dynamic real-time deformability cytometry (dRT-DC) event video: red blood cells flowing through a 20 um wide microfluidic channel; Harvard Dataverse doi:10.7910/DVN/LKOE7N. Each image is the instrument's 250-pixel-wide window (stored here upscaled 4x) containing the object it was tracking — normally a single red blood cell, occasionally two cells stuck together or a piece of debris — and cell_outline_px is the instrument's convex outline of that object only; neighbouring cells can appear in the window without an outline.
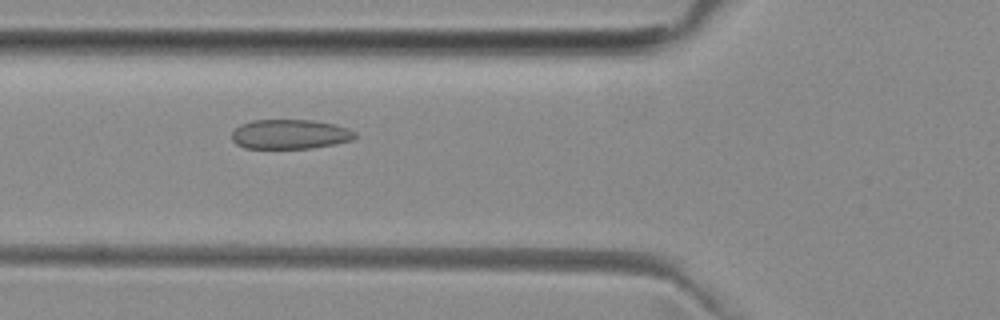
{"species": "common noctule bat (a hibernating species)", "species_latin": "Nyctalus noctula", "temperature_condition": "room temperature", "stored_images_in_passage": 52, "camera_frame_rate_fps": 3000, "um_per_image_px": 0.085, "animal": {"sex": "female", "body_mass_g": 29.2, "forearm_length_mm": 56.3}, "frame": {"image": 1, "passage_image": 19, "time_ms": 6.0, "image_size_px": [1000, 320], "cell_outline_px": [[356, 136], [352, 140], [312, 148], [244, 148], [236, 144], [232, 140], [232, 132], [240, 124], [252, 120], [312, 120], [332, 124], [348, 128], [356, 132]], "centroid_in_image_um": [24.62, 11.41], "position_along_channel_um": 101.2, "area_um2": 21.15}}
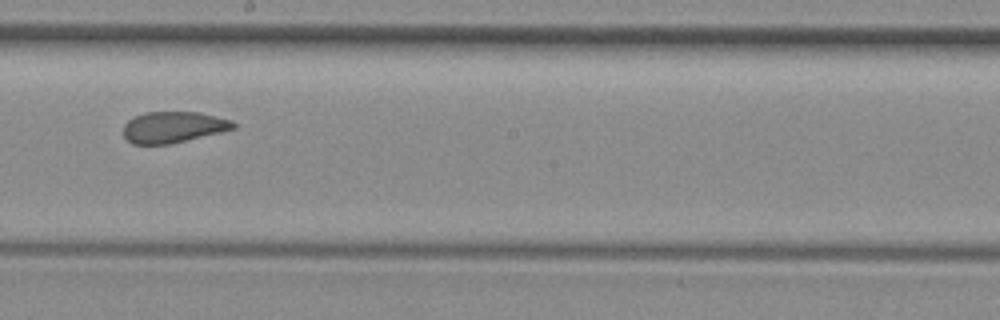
{"frame": {"image": 2, "passage_image": 29, "time_ms": 9.333, "image_size_px": [1000, 320], "cell_outline_px": [[236, 128], [220, 132], [168, 144], [132, 144], [124, 136], [124, 124], [128, 120], [144, 112], [200, 112], [232, 120], [236, 124]], "centroid_in_image_um": [14.73, 10.8], "position_along_channel_um": 233.5, "area_um2": 19.83}}
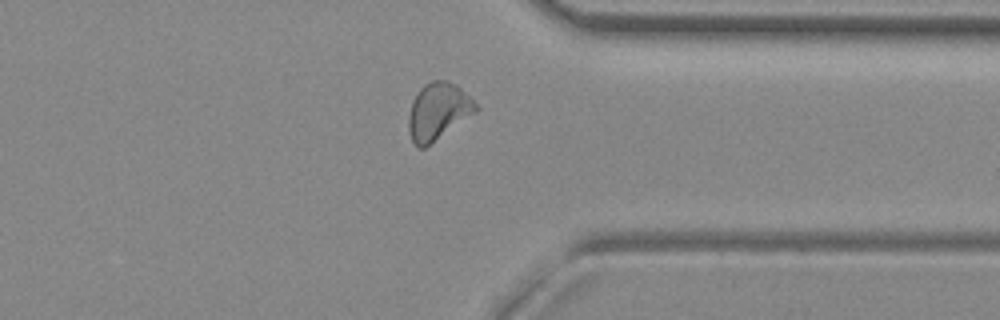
{"frame": {"image": 3, "passage_image": 40, "time_ms": 13.0, "image_size_px": [1000, 320], "cell_outline_px": [[480, 108], [476, 112], [424, 148], [420, 148], [412, 140], [408, 128], [408, 116], [412, 100], [420, 88], [424, 84], [432, 80], [448, 80], [456, 84]], "centroid_in_image_um": [37.22, 9.44], "position_along_channel_um": 374.2, "area_um2": 22.08}, "authors_computed_cell_mechanics": {"area_um2": 21.6461, "velocity_mm_per_s": 3.9666, "shape_relaxation_time_tau1_ms": null, "shape_relaxation_time_tau2_ms": 1.1649, "deformation_change_tau1": null, "deformation_change_tau2": 0.0702}}